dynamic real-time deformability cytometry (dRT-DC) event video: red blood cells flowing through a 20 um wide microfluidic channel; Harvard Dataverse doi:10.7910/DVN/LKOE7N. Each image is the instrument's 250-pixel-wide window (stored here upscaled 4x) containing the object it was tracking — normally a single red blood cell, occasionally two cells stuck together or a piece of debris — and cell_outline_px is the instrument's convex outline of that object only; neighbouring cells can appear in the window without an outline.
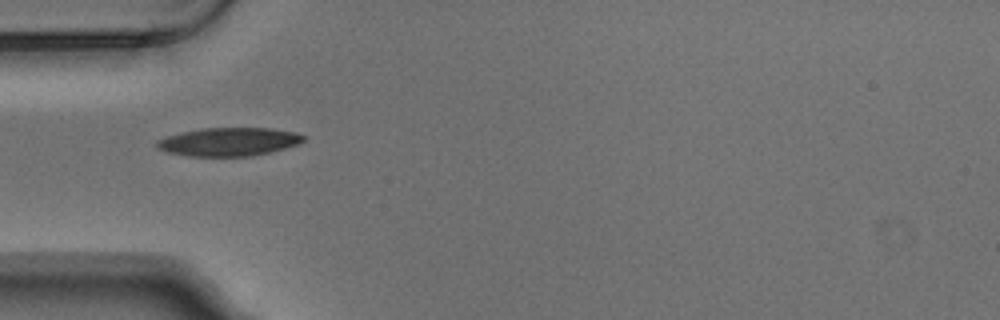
{"species": "Egyptian fruit bat (a non-hibernating species)", "species_latin": "Rousettus aegyptiacus", "temperature_condition": "warm", "stored_images_in_passage": 6, "camera_frame_rate_fps": 3000, "um_per_image_px": 0.085, "animal": {"sex": "male"}, "frame": {"image": 1, "passage_image": 2, "time_ms": 0.333, "image_size_px": [1000, 320], "cell_outline_px": [[304, 140], [300, 144], [272, 152], [252, 156], [188, 156], [168, 152], [156, 148], [156, 140], [168, 136], [200, 128], [268, 128], [296, 132], [304, 136]], "centroid_in_image_um": [19.47, 12.05], "position_along_channel_um": 65.5, "area_um2": 24.28}}
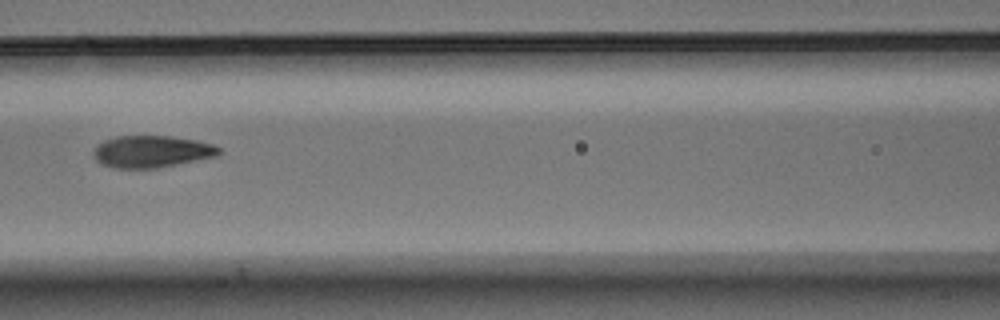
{"frame": {"image": 2, "passage_image": 4, "time_ms": 1.0, "image_size_px": [1000, 320], "cell_outline_px": [[224, 152], [216, 156], [160, 168], [112, 168], [100, 164], [96, 160], [92, 152], [96, 144], [104, 140], [116, 136], [172, 136], [196, 140], [212, 144], [220, 148]], "centroid_in_image_um": [12.87, 12.88], "position_along_channel_um": 153.7, "area_um2": 23.7}}
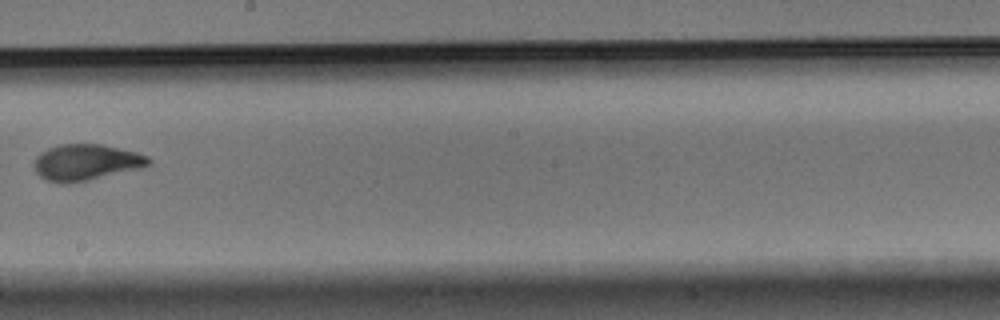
{"frame": {"image": 3, "passage_image": 6, "time_ms": 1.667, "image_size_px": [1000, 320], "cell_outline_px": [[152, 164], [140, 168], [88, 180], [68, 184], [60, 184], [48, 180], [40, 176], [36, 172], [36, 156], [40, 152], [48, 148], [60, 144], [100, 144], [136, 152], [148, 156], [152, 160]], "centroid_in_image_um": [7.33, 13.8], "position_along_channel_um": 240.9, "area_um2": 23.99}}